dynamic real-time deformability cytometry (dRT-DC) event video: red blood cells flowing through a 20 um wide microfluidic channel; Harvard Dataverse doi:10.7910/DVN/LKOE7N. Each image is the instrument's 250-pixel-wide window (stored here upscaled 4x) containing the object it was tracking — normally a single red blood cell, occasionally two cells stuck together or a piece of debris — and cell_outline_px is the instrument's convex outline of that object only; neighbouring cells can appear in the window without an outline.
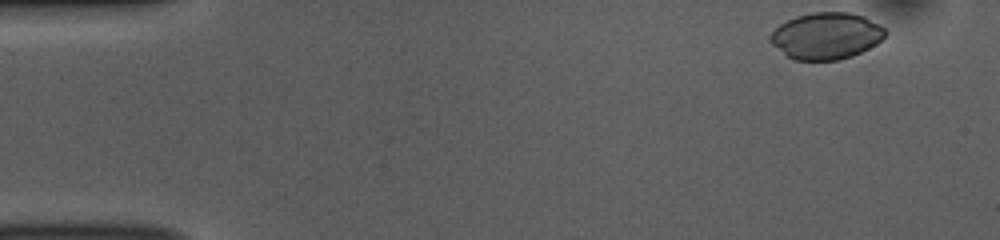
{"species": "common noctule bat (a hibernating species)", "species_latin": "Nyctalus noctula", "temperature_condition": "room temperature", "stored_images_in_passage": 49, "camera_frame_rate_fps": 3000, "um_per_image_px": 0.085, "animal": {"sex": "female", "body_mass_g": 10.0, "forearm_length_mm": 53.1}, "frame": {"image": 1, "passage_image": 1, "time_ms": 0.0, "image_size_px": [1000, 240], "cell_outline_px": [[888, 32], [876, 44], [852, 56], [836, 60], [796, 60], [788, 56], [772, 44], [768, 40], [768, 36], [780, 24], [796, 16], [812, 12], [848, 12], [864, 16], [880, 24]], "centroid_in_image_um": [70.23, 3.04], "position_along_channel_um": 14.8, "area_um2": 31.15}}
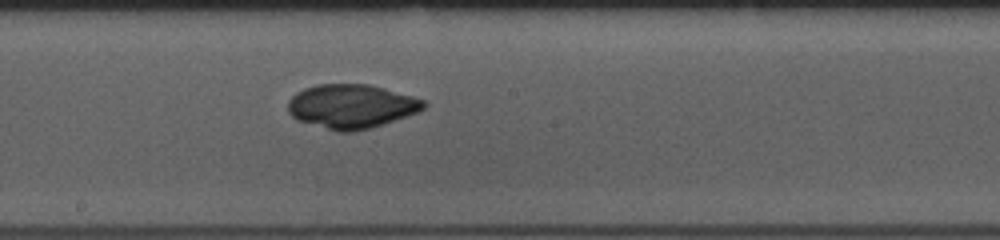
{"frame": {"image": 2, "passage_image": 25, "time_ms": 8.0, "image_size_px": [1000, 240], "cell_outline_px": [[428, 104], [424, 108], [416, 112], [368, 128], [352, 132], [336, 132], [296, 120], [288, 112], [288, 100], [296, 92], [304, 88], [316, 84], [368, 84], [384, 88], [412, 96], [424, 100]], "centroid_in_image_um": [29.8, 9.03], "position_along_channel_um": 218.4, "area_um2": 34.68}}
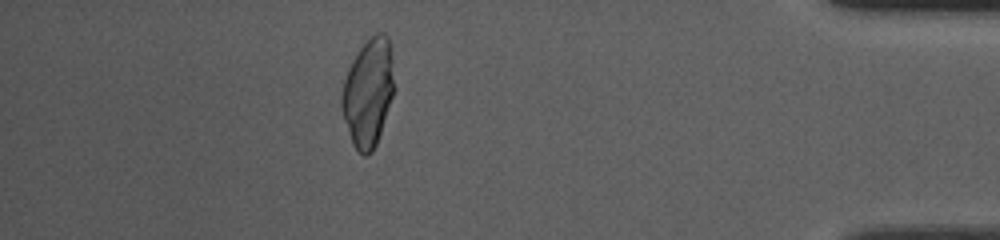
{"frame": {"image": 3, "passage_image": 43, "time_ms": 14.0, "image_size_px": [1000, 240], "cell_outline_px": [[396, 88], [376, 144], [372, 152], [368, 156], [364, 156], [352, 144], [344, 120], [340, 104], [340, 100], [344, 80], [348, 68], [352, 60], [360, 48], [376, 32], [384, 32], [388, 36], [392, 48]], "centroid_in_image_um": [31.33, 7.83], "position_along_channel_um": 403.9, "area_um2": 33.52}}